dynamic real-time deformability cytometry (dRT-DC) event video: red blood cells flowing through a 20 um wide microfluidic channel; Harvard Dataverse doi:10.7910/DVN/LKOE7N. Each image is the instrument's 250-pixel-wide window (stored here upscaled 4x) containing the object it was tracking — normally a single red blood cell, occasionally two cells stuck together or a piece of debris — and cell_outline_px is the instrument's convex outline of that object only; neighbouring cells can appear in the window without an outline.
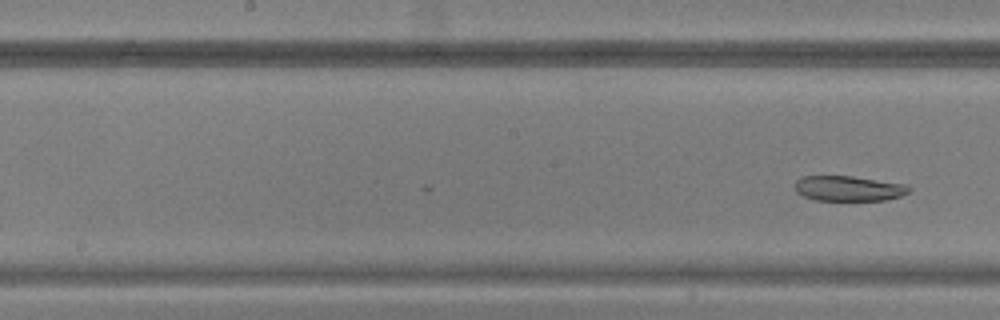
{"species": "common noctule bat (a hibernating species)", "species_latin": "Nyctalus noctula", "temperature_condition": "warm", "stored_images_in_passage": 17, "camera_frame_rate_fps": 3000, "um_per_image_px": 0.085, "animal": {"sex": "male", "body_mass_g": 20.5, "forearm_length_mm": 52.5}, "frame": {"image": 1, "passage_image": 17, "time_ms": 5.333, "image_size_px": [1000, 320], "cell_outline_px": [[912, 192], [900, 196], [884, 200], [816, 200], [804, 196], [796, 192], [796, 180], [800, 176], [852, 176], [904, 184], [912, 188]], "centroid_in_image_um": [72.15, 16.01], "position_along_channel_um": 176.1, "area_um2": 16.7}}